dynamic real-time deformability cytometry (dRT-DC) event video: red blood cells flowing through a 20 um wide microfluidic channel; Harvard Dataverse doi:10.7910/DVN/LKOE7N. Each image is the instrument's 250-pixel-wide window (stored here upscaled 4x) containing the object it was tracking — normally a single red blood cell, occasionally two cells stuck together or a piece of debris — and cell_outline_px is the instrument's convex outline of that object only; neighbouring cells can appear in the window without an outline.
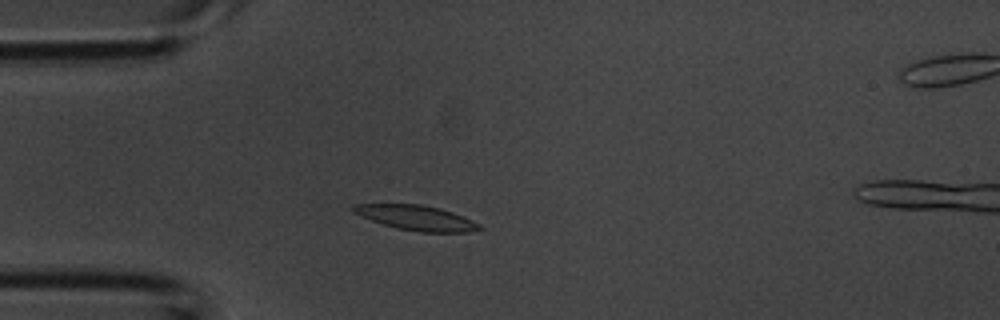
{"species": "common noctule bat (a hibernating species)", "species_latin": "Nyctalus noctula", "temperature_condition": "room temperature", "stored_images_in_passage": 40, "segment_of_instrument_passage": [1, 2], "camera_frame_rate_fps": 3000, "um_per_image_px": 0.085, "animal": {"sex": "male", "body_mass_g": 20.1, "forearm_length_mm": 53.5}, "frame": {"image": 1, "passage_image": 8, "time_ms": 2.333, "image_size_px": [1000, 320], "cell_outline_px": [[484, 228], [468, 232], [420, 232], [400, 228], [384, 224], [360, 216], [352, 212], [348, 208], [352, 204], [424, 204], [440, 208], [452, 212], [472, 220], [480, 224]], "centroid_in_image_um": [35.37, 18.5], "position_along_channel_um": 49.6, "area_um2": 18.32}}
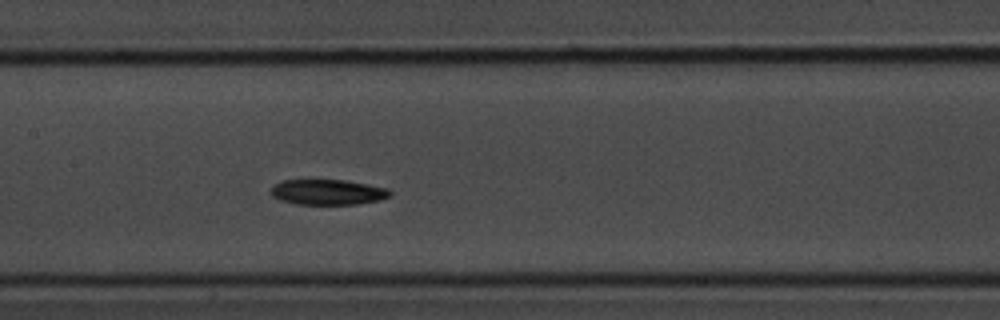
{"frame": {"image": 2, "passage_image": 17, "time_ms": 5.333, "image_size_px": [1000, 320], "cell_outline_px": [[392, 196], [380, 200], [356, 204], [296, 204], [280, 200], [272, 196], [272, 188], [276, 184], [284, 180], [344, 180], [368, 184], [388, 188], [392, 192]], "centroid_in_image_um": [27.92, 16.33], "position_along_channel_um": 179.5, "area_um2": 17.57}}
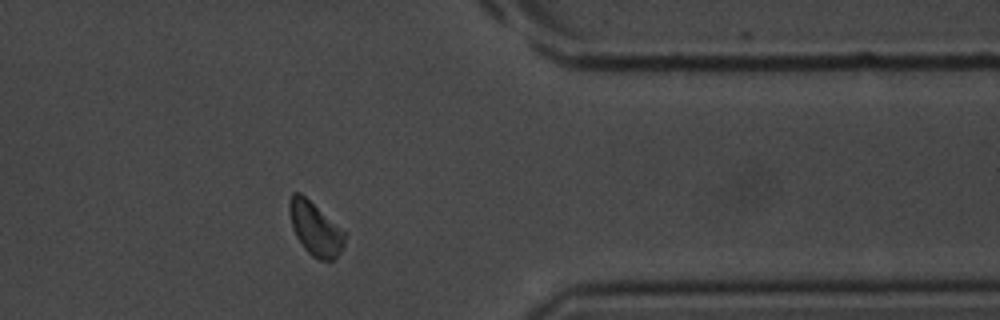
{"frame": {"image": 3, "passage_image": 31, "time_ms": 10.0, "image_size_px": [1000, 320], "cell_outline_px": [[344, 244], [340, 252], [332, 260], [320, 260], [312, 256], [304, 248], [296, 236], [292, 228], [288, 212], [288, 200], [292, 192], [300, 192], [344, 232]], "centroid_in_image_um": [26.73, 19.43], "position_along_channel_um": 384.7, "area_um2": 16.88}}